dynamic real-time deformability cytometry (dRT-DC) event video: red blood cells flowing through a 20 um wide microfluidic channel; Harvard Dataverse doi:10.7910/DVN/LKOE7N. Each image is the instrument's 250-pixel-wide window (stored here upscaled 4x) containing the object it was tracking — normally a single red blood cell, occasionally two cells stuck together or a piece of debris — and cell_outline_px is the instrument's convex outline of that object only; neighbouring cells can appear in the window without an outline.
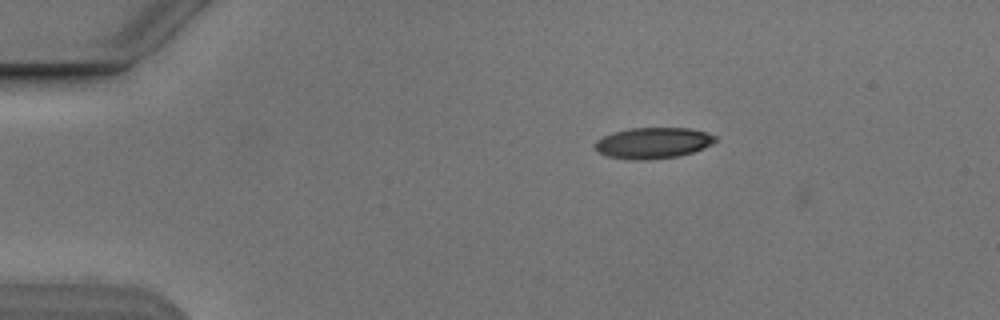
{"species": "Egyptian fruit bat (a non-hibernating species)", "species_latin": "Rousettus aegyptiacus", "temperature_condition": "cold", "stored_images_in_passage": 8, "camera_frame_rate_fps": 3000, "um_per_image_px": 0.085, "animal": {"sex": "male"}, "frame": {"image": 1, "passage_image": 3, "time_ms": 2.333, "image_size_px": [1000, 320], "cell_outline_px": [[716, 140], [712, 144], [704, 148], [680, 156], [648, 160], [636, 160], [608, 156], [600, 152], [596, 148], [596, 140], [612, 132], [632, 128], [688, 128], [708, 132], [716, 136]], "centroid_in_image_um": [55.55, 12.15], "position_along_channel_um": 29.4, "area_um2": 21.68}}
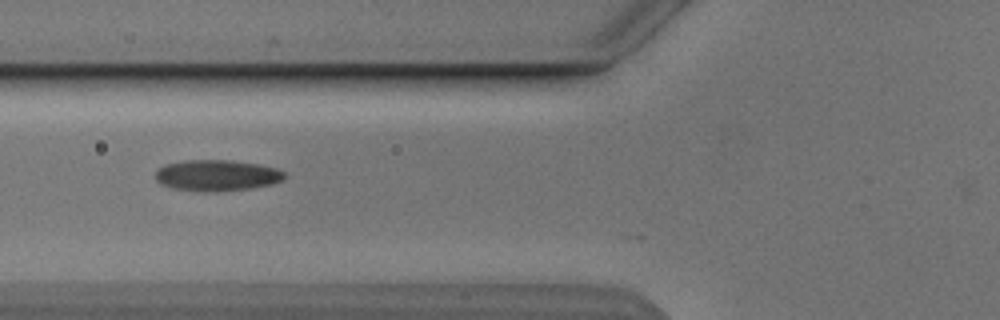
{"frame": {"image": 2, "passage_image": 6, "time_ms": 6.0, "image_size_px": [1000, 320], "cell_outline_px": [[284, 176], [280, 180], [272, 184], [248, 188], [216, 192], [212, 192], [172, 188], [160, 184], [156, 180], [156, 168], [168, 164], [184, 160], [232, 160], [256, 164], [276, 168], [284, 172]], "centroid_in_image_um": [18.38, 14.9], "position_along_channel_um": 107.4, "area_um2": 23.18}}
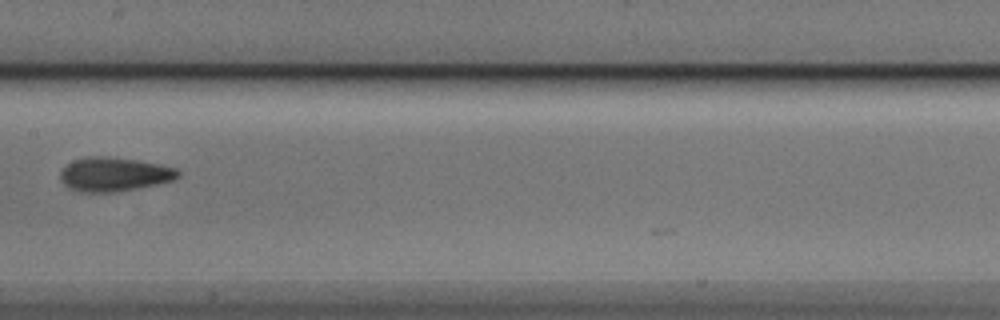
{"frame": {"image": 3, "passage_image": 8, "time_ms": 8.333, "image_size_px": [1000, 320], "cell_outline_px": [[180, 176], [172, 180], [156, 184], [136, 188], [112, 192], [80, 192], [68, 188], [60, 180], [60, 172], [72, 160], [88, 156], [104, 156], [136, 160], [160, 164], [176, 168], [180, 172]], "centroid_in_image_um": [9.67, 14.81], "position_along_channel_um": 197.7, "area_um2": 23.24}}